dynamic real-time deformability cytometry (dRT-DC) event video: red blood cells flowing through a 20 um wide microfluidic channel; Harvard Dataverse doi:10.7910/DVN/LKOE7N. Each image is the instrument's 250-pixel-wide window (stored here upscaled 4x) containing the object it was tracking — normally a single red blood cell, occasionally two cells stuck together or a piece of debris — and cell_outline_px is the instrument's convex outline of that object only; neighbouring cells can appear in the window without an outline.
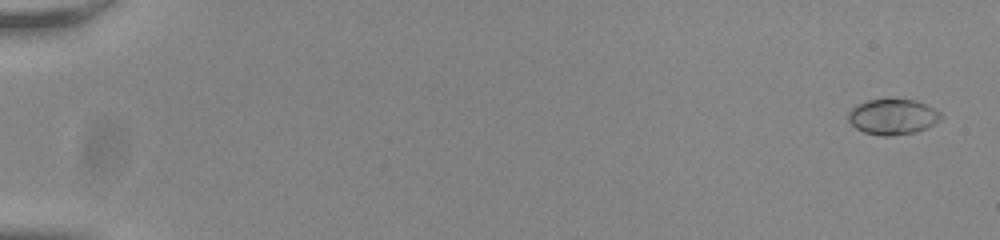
{"species": "common noctule bat (a hibernating species)", "species_latin": "Nyctalus noctula", "temperature_condition": "room temperature", "stored_images_in_passage": 11, "camera_frame_rate_fps": 3000, "um_per_image_px": 0.085, "animal": {"sex": "male", "body_mass_g": 20.0, "forearm_length_mm": 53.3}, "frame": {"image": 1, "passage_image": 2, "time_ms": 0.333, "image_size_px": [1000, 240], "cell_outline_px": [[944, 116], [940, 120], [928, 128], [916, 132], [888, 136], [884, 136], [864, 132], [856, 128], [848, 120], [848, 112], [852, 108], [868, 100], [884, 96], [892, 96], [916, 100], [940, 112]], "centroid_in_image_um": [75.9, 9.88], "position_along_channel_um": 9.1, "area_um2": 19.77}}